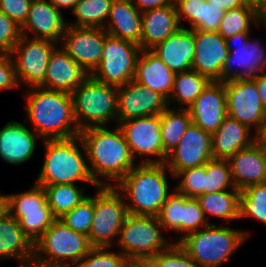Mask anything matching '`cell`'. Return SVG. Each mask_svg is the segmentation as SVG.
Instances as JSON below:
<instances>
[{"mask_svg": "<svg viewBox=\"0 0 266 267\" xmlns=\"http://www.w3.org/2000/svg\"><path fill=\"white\" fill-rule=\"evenodd\" d=\"M89 76L61 46H57L50 55L45 81L40 87L71 94Z\"/></svg>", "mask_w": 266, "mask_h": 267, "instance_id": "cell-24", "label": "cell"}, {"mask_svg": "<svg viewBox=\"0 0 266 267\" xmlns=\"http://www.w3.org/2000/svg\"><path fill=\"white\" fill-rule=\"evenodd\" d=\"M253 26L258 27V17L254 4L246 2L243 6L233 8L224 13L219 24L218 33L227 39L234 34L251 32Z\"/></svg>", "mask_w": 266, "mask_h": 267, "instance_id": "cell-36", "label": "cell"}, {"mask_svg": "<svg viewBox=\"0 0 266 267\" xmlns=\"http://www.w3.org/2000/svg\"><path fill=\"white\" fill-rule=\"evenodd\" d=\"M225 11L210 4L207 0L201 2L200 25L195 30L204 32H218L219 24Z\"/></svg>", "mask_w": 266, "mask_h": 267, "instance_id": "cell-47", "label": "cell"}, {"mask_svg": "<svg viewBox=\"0 0 266 267\" xmlns=\"http://www.w3.org/2000/svg\"><path fill=\"white\" fill-rule=\"evenodd\" d=\"M157 218L166 233L174 231L177 234L173 243H178L181 240L182 194L174 189L161 207Z\"/></svg>", "mask_w": 266, "mask_h": 267, "instance_id": "cell-39", "label": "cell"}, {"mask_svg": "<svg viewBox=\"0 0 266 267\" xmlns=\"http://www.w3.org/2000/svg\"><path fill=\"white\" fill-rule=\"evenodd\" d=\"M168 174L174 178L165 163L135 165L115 186L124 197L128 214L157 217L173 192Z\"/></svg>", "mask_w": 266, "mask_h": 267, "instance_id": "cell-3", "label": "cell"}, {"mask_svg": "<svg viewBox=\"0 0 266 267\" xmlns=\"http://www.w3.org/2000/svg\"><path fill=\"white\" fill-rule=\"evenodd\" d=\"M42 187L46 194L47 204L50 206L55 219L61 218L89 196L85 194L86 188L78 184H57Z\"/></svg>", "mask_w": 266, "mask_h": 267, "instance_id": "cell-34", "label": "cell"}, {"mask_svg": "<svg viewBox=\"0 0 266 267\" xmlns=\"http://www.w3.org/2000/svg\"><path fill=\"white\" fill-rule=\"evenodd\" d=\"M194 40L192 69L210 81H221V72L229 53L225 39L218 32L194 29Z\"/></svg>", "mask_w": 266, "mask_h": 267, "instance_id": "cell-20", "label": "cell"}, {"mask_svg": "<svg viewBox=\"0 0 266 267\" xmlns=\"http://www.w3.org/2000/svg\"><path fill=\"white\" fill-rule=\"evenodd\" d=\"M266 29V13H263L259 18H258V27L262 26Z\"/></svg>", "mask_w": 266, "mask_h": 267, "instance_id": "cell-58", "label": "cell"}, {"mask_svg": "<svg viewBox=\"0 0 266 267\" xmlns=\"http://www.w3.org/2000/svg\"><path fill=\"white\" fill-rule=\"evenodd\" d=\"M106 35L102 28L67 25L59 46L91 75L100 64Z\"/></svg>", "mask_w": 266, "mask_h": 267, "instance_id": "cell-16", "label": "cell"}, {"mask_svg": "<svg viewBox=\"0 0 266 267\" xmlns=\"http://www.w3.org/2000/svg\"><path fill=\"white\" fill-rule=\"evenodd\" d=\"M151 261L154 267H199L178 243H172L151 258Z\"/></svg>", "mask_w": 266, "mask_h": 267, "instance_id": "cell-44", "label": "cell"}, {"mask_svg": "<svg viewBox=\"0 0 266 267\" xmlns=\"http://www.w3.org/2000/svg\"><path fill=\"white\" fill-rule=\"evenodd\" d=\"M118 126L124 134L134 160L142 159L138 164L164 163L160 115L127 119L119 122Z\"/></svg>", "mask_w": 266, "mask_h": 267, "instance_id": "cell-14", "label": "cell"}, {"mask_svg": "<svg viewBox=\"0 0 266 267\" xmlns=\"http://www.w3.org/2000/svg\"><path fill=\"white\" fill-rule=\"evenodd\" d=\"M211 81L193 69L176 73L168 107L189 109Z\"/></svg>", "mask_w": 266, "mask_h": 267, "instance_id": "cell-31", "label": "cell"}, {"mask_svg": "<svg viewBox=\"0 0 266 267\" xmlns=\"http://www.w3.org/2000/svg\"><path fill=\"white\" fill-rule=\"evenodd\" d=\"M21 36V27L0 11V53L10 54Z\"/></svg>", "mask_w": 266, "mask_h": 267, "instance_id": "cell-45", "label": "cell"}, {"mask_svg": "<svg viewBox=\"0 0 266 267\" xmlns=\"http://www.w3.org/2000/svg\"><path fill=\"white\" fill-rule=\"evenodd\" d=\"M58 10L62 9H70L73 10L74 6L80 1V0H49ZM62 8V9H61Z\"/></svg>", "mask_w": 266, "mask_h": 267, "instance_id": "cell-55", "label": "cell"}, {"mask_svg": "<svg viewBox=\"0 0 266 267\" xmlns=\"http://www.w3.org/2000/svg\"><path fill=\"white\" fill-rule=\"evenodd\" d=\"M176 73L171 71L151 50H141L135 68L134 81L149 87L169 99Z\"/></svg>", "mask_w": 266, "mask_h": 267, "instance_id": "cell-27", "label": "cell"}, {"mask_svg": "<svg viewBox=\"0 0 266 267\" xmlns=\"http://www.w3.org/2000/svg\"><path fill=\"white\" fill-rule=\"evenodd\" d=\"M118 252L112 247L92 248L75 267H123L127 257Z\"/></svg>", "mask_w": 266, "mask_h": 267, "instance_id": "cell-43", "label": "cell"}, {"mask_svg": "<svg viewBox=\"0 0 266 267\" xmlns=\"http://www.w3.org/2000/svg\"><path fill=\"white\" fill-rule=\"evenodd\" d=\"M224 225L210 223L186 235L178 244L199 267H221L250 237L248 231Z\"/></svg>", "mask_w": 266, "mask_h": 267, "instance_id": "cell-5", "label": "cell"}, {"mask_svg": "<svg viewBox=\"0 0 266 267\" xmlns=\"http://www.w3.org/2000/svg\"><path fill=\"white\" fill-rule=\"evenodd\" d=\"M131 1L141 13L147 10L162 8L174 4V0H131Z\"/></svg>", "mask_w": 266, "mask_h": 267, "instance_id": "cell-50", "label": "cell"}, {"mask_svg": "<svg viewBox=\"0 0 266 267\" xmlns=\"http://www.w3.org/2000/svg\"><path fill=\"white\" fill-rule=\"evenodd\" d=\"M254 7L256 9L257 17L259 18L263 13H266V0H258Z\"/></svg>", "mask_w": 266, "mask_h": 267, "instance_id": "cell-57", "label": "cell"}, {"mask_svg": "<svg viewBox=\"0 0 266 267\" xmlns=\"http://www.w3.org/2000/svg\"><path fill=\"white\" fill-rule=\"evenodd\" d=\"M91 175L98 186L115 187L138 163L118 124L80 131Z\"/></svg>", "mask_w": 266, "mask_h": 267, "instance_id": "cell-1", "label": "cell"}, {"mask_svg": "<svg viewBox=\"0 0 266 267\" xmlns=\"http://www.w3.org/2000/svg\"><path fill=\"white\" fill-rule=\"evenodd\" d=\"M226 160L236 189L266 182V149L255 142Z\"/></svg>", "mask_w": 266, "mask_h": 267, "instance_id": "cell-23", "label": "cell"}, {"mask_svg": "<svg viewBox=\"0 0 266 267\" xmlns=\"http://www.w3.org/2000/svg\"><path fill=\"white\" fill-rule=\"evenodd\" d=\"M207 1L210 4H213L216 7L221 8L225 12L233 8L241 7L246 3L245 0H207Z\"/></svg>", "mask_w": 266, "mask_h": 267, "instance_id": "cell-52", "label": "cell"}, {"mask_svg": "<svg viewBox=\"0 0 266 267\" xmlns=\"http://www.w3.org/2000/svg\"><path fill=\"white\" fill-rule=\"evenodd\" d=\"M188 110L194 125L215 133L228 115L225 82L211 81Z\"/></svg>", "mask_w": 266, "mask_h": 267, "instance_id": "cell-21", "label": "cell"}, {"mask_svg": "<svg viewBox=\"0 0 266 267\" xmlns=\"http://www.w3.org/2000/svg\"><path fill=\"white\" fill-rule=\"evenodd\" d=\"M94 215V195L88 196L80 204L59 218L72 230L89 235Z\"/></svg>", "mask_w": 266, "mask_h": 267, "instance_id": "cell-41", "label": "cell"}, {"mask_svg": "<svg viewBox=\"0 0 266 267\" xmlns=\"http://www.w3.org/2000/svg\"><path fill=\"white\" fill-rule=\"evenodd\" d=\"M117 101V124L131 118L160 115L168 107L163 96L134 80L117 87Z\"/></svg>", "mask_w": 266, "mask_h": 267, "instance_id": "cell-18", "label": "cell"}, {"mask_svg": "<svg viewBox=\"0 0 266 267\" xmlns=\"http://www.w3.org/2000/svg\"><path fill=\"white\" fill-rule=\"evenodd\" d=\"M251 34L242 32L225 39L229 53L221 72L222 82L250 80L266 72V49L261 44L262 40L252 39Z\"/></svg>", "mask_w": 266, "mask_h": 267, "instance_id": "cell-12", "label": "cell"}, {"mask_svg": "<svg viewBox=\"0 0 266 267\" xmlns=\"http://www.w3.org/2000/svg\"><path fill=\"white\" fill-rule=\"evenodd\" d=\"M7 208L33 244L55 220L43 187L35 183L29 190L7 194Z\"/></svg>", "mask_w": 266, "mask_h": 267, "instance_id": "cell-10", "label": "cell"}, {"mask_svg": "<svg viewBox=\"0 0 266 267\" xmlns=\"http://www.w3.org/2000/svg\"><path fill=\"white\" fill-rule=\"evenodd\" d=\"M212 158V135L191 123L165 164L175 176L181 170L205 165Z\"/></svg>", "mask_w": 266, "mask_h": 267, "instance_id": "cell-17", "label": "cell"}, {"mask_svg": "<svg viewBox=\"0 0 266 267\" xmlns=\"http://www.w3.org/2000/svg\"><path fill=\"white\" fill-rule=\"evenodd\" d=\"M180 28L174 4L142 12L141 50H150Z\"/></svg>", "mask_w": 266, "mask_h": 267, "instance_id": "cell-30", "label": "cell"}, {"mask_svg": "<svg viewBox=\"0 0 266 267\" xmlns=\"http://www.w3.org/2000/svg\"><path fill=\"white\" fill-rule=\"evenodd\" d=\"M225 91L228 116L256 132L266 113L255 83L251 79L228 80Z\"/></svg>", "mask_w": 266, "mask_h": 267, "instance_id": "cell-15", "label": "cell"}, {"mask_svg": "<svg viewBox=\"0 0 266 267\" xmlns=\"http://www.w3.org/2000/svg\"><path fill=\"white\" fill-rule=\"evenodd\" d=\"M91 249L88 236L55 219L34 244L32 267H75Z\"/></svg>", "mask_w": 266, "mask_h": 267, "instance_id": "cell-6", "label": "cell"}, {"mask_svg": "<svg viewBox=\"0 0 266 267\" xmlns=\"http://www.w3.org/2000/svg\"><path fill=\"white\" fill-rule=\"evenodd\" d=\"M161 231L157 217L128 214L118 234V251L127 258L151 259L173 243Z\"/></svg>", "mask_w": 266, "mask_h": 267, "instance_id": "cell-9", "label": "cell"}, {"mask_svg": "<svg viewBox=\"0 0 266 267\" xmlns=\"http://www.w3.org/2000/svg\"><path fill=\"white\" fill-rule=\"evenodd\" d=\"M31 0H0V11L21 26L27 18Z\"/></svg>", "mask_w": 266, "mask_h": 267, "instance_id": "cell-48", "label": "cell"}, {"mask_svg": "<svg viewBox=\"0 0 266 267\" xmlns=\"http://www.w3.org/2000/svg\"><path fill=\"white\" fill-rule=\"evenodd\" d=\"M8 212L7 194L0 193V218Z\"/></svg>", "mask_w": 266, "mask_h": 267, "instance_id": "cell-56", "label": "cell"}, {"mask_svg": "<svg viewBox=\"0 0 266 267\" xmlns=\"http://www.w3.org/2000/svg\"><path fill=\"white\" fill-rule=\"evenodd\" d=\"M59 44L21 36L10 52L20 87H40L45 81L48 62Z\"/></svg>", "mask_w": 266, "mask_h": 267, "instance_id": "cell-13", "label": "cell"}, {"mask_svg": "<svg viewBox=\"0 0 266 267\" xmlns=\"http://www.w3.org/2000/svg\"><path fill=\"white\" fill-rule=\"evenodd\" d=\"M21 94L26 101V121L42 140L69 139L79 135L70 93L26 87Z\"/></svg>", "mask_w": 266, "mask_h": 267, "instance_id": "cell-2", "label": "cell"}, {"mask_svg": "<svg viewBox=\"0 0 266 267\" xmlns=\"http://www.w3.org/2000/svg\"><path fill=\"white\" fill-rule=\"evenodd\" d=\"M255 134V143L266 149V116Z\"/></svg>", "mask_w": 266, "mask_h": 267, "instance_id": "cell-53", "label": "cell"}, {"mask_svg": "<svg viewBox=\"0 0 266 267\" xmlns=\"http://www.w3.org/2000/svg\"><path fill=\"white\" fill-rule=\"evenodd\" d=\"M20 27L22 36L60 44L67 21L49 0H36L31 2L26 21Z\"/></svg>", "mask_w": 266, "mask_h": 267, "instance_id": "cell-19", "label": "cell"}, {"mask_svg": "<svg viewBox=\"0 0 266 267\" xmlns=\"http://www.w3.org/2000/svg\"><path fill=\"white\" fill-rule=\"evenodd\" d=\"M174 178L177 183L174 189L188 198H197L205 194V165L179 171Z\"/></svg>", "mask_w": 266, "mask_h": 267, "instance_id": "cell-40", "label": "cell"}, {"mask_svg": "<svg viewBox=\"0 0 266 267\" xmlns=\"http://www.w3.org/2000/svg\"><path fill=\"white\" fill-rule=\"evenodd\" d=\"M236 189L226 159L212 158L205 164V194Z\"/></svg>", "mask_w": 266, "mask_h": 267, "instance_id": "cell-38", "label": "cell"}, {"mask_svg": "<svg viewBox=\"0 0 266 267\" xmlns=\"http://www.w3.org/2000/svg\"><path fill=\"white\" fill-rule=\"evenodd\" d=\"M45 156L35 184L39 186L76 184L80 182L98 188L88 165L81 137L43 140Z\"/></svg>", "mask_w": 266, "mask_h": 267, "instance_id": "cell-4", "label": "cell"}, {"mask_svg": "<svg viewBox=\"0 0 266 267\" xmlns=\"http://www.w3.org/2000/svg\"><path fill=\"white\" fill-rule=\"evenodd\" d=\"M140 52L138 44L107 34L100 64L91 76L107 85L123 86L134 79Z\"/></svg>", "mask_w": 266, "mask_h": 267, "instance_id": "cell-11", "label": "cell"}, {"mask_svg": "<svg viewBox=\"0 0 266 267\" xmlns=\"http://www.w3.org/2000/svg\"><path fill=\"white\" fill-rule=\"evenodd\" d=\"M114 0H80L71 11L76 20L67 25L75 27L102 28L107 22L109 11Z\"/></svg>", "mask_w": 266, "mask_h": 267, "instance_id": "cell-35", "label": "cell"}, {"mask_svg": "<svg viewBox=\"0 0 266 267\" xmlns=\"http://www.w3.org/2000/svg\"><path fill=\"white\" fill-rule=\"evenodd\" d=\"M13 259L21 267H32L34 244L25 235L18 220L7 212L0 218V261Z\"/></svg>", "mask_w": 266, "mask_h": 267, "instance_id": "cell-26", "label": "cell"}, {"mask_svg": "<svg viewBox=\"0 0 266 267\" xmlns=\"http://www.w3.org/2000/svg\"><path fill=\"white\" fill-rule=\"evenodd\" d=\"M26 123L10 120L0 129V158L8 164L28 162L38 148L37 140L43 141Z\"/></svg>", "mask_w": 266, "mask_h": 267, "instance_id": "cell-22", "label": "cell"}, {"mask_svg": "<svg viewBox=\"0 0 266 267\" xmlns=\"http://www.w3.org/2000/svg\"><path fill=\"white\" fill-rule=\"evenodd\" d=\"M128 215L123 195L113 186H99L94 195V215L88 240L92 248L112 247Z\"/></svg>", "mask_w": 266, "mask_h": 267, "instance_id": "cell-8", "label": "cell"}, {"mask_svg": "<svg viewBox=\"0 0 266 267\" xmlns=\"http://www.w3.org/2000/svg\"><path fill=\"white\" fill-rule=\"evenodd\" d=\"M104 30L111 36L132 41L141 48L142 13L131 0H114Z\"/></svg>", "mask_w": 266, "mask_h": 267, "instance_id": "cell-28", "label": "cell"}, {"mask_svg": "<svg viewBox=\"0 0 266 267\" xmlns=\"http://www.w3.org/2000/svg\"><path fill=\"white\" fill-rule=\"evenodd\" d=\"M251 80L256 85V90L260 95L261 102L266 113V72L260 73L256 78Z\"/></svg>", "mask_w": 266, "mask_h": 267, "instance_id": "cell-51", "label": "cell"}, {"mask_svg": "<svg viewBox=\"0 0 266 267\" xmlns=\"http://www.w3.org/2000/svg\"><path fill=\"white\" fill-rule=\"evenodd\" d=\"M245 1L248 2V3L255 4L258 0H245Z\"/></svg>", "mask_w": 266, "mask_h": 267, "instance_id": "cell-59", "label": "cell"}, {"mask_svg": "<svg viewBox=\"0 0 266 267\" xmlns=\"http://www.w3.org/2000/svg\"><path fill=\"white\" fill-rule=\"evenodd\" d=\"M201 2L205 0H174L181 27H186L182 23L184 19L190 25L188 29L194 30L200 25Z\"/></svg>", "mask_w": 266, "mask_h": 267, "instance_id": "cell-46", "label": "cell"}, {"mask_svg": "<svg viewBox=\"0 0 266 267\" xmlns=\"http://www.w3.org/2000/svg\"><path fill=\"white\" fill-rule=\"evenodd\" d=\"M71 95L79 131L112 122L117 125V87L101 83L90 75Z\"/></svg>", "mask_w": 266, "mask_h": 267, "instance_id": "cell-7", "label": "cell"}, {"mask_svg": "<svg viewBox=\"0 0 266 267\" xmlns=\"http://www.w3.org/2000/svg\"><path fill=\"white\" fill-rule=\"evenodd\" d=\"M209 224L198 200L182 194L181 239Z\"/></svg>", "mask_w": 266, "mask_h": 267, "instance_id": "cell-42", "label": "cell"}, {"mask_svg": "<svg viewBox=\"0 0 266 267\" xmlns=\"http://www.w3.org/2000/svg\"><path fill=\"white\" fill-rule=\"evenodd\" d=\"M240 193L238 189L223 190L202 194L196 199L201 209L204 211L205 217H217L226 224L233 220H239Z\"/></svg>", "mask_w": 266, "mask_h": 267, "instance_id": "cell-32", "label": "cell"}, {"mask_svg": "<svg viewBox=\"0 0 266 267\" xmlns=\"http://www.w3.org/2000/svg\"><path fill=\"white\" fill-rule=\"evenodd\" d=\"M123 267H154L151 259L127 258Z\"/></svg>", "mask_w": 266, "mask_h": 267, "instance_id": "cell-54", "label": "cell"}, {"mask_svg": "<svg viewBox=\"0 0 266 267\" xmlns=\"http://www.w3.org/2000/svg\"><path fill=\"white\" fill-rule=\"evenodd\" d=\"M20 88L10 54L0 53V91Z\"/></svg>", "mask_w": 266, "mask_h": 267, "instance_id": "cell-49", "label": "cell"}, {"mask_svg": "<svg viewBox=\"0 0 266 267\" xmlns=\"http://www.w3.org/2000/svg\"><path fill=\"white\" fill-rule=\"evenodd\" d=\"M150 50L175 73L190 70L195 54L194 30L181 27Z\"/></svg>", "mask_w": 266, "mask_h": 267, "instance_id": "cell-25", "label": "cell"}, {"mask_svg": "<svg viewBox=\"0 0 266 267\" xmlns=\"http://www.w3.org/2000/svg\"><path fill=\"white\" fill-rule=\"evenodd\" d=\"M191 123V115L188 109H173L167 107L160 114L164 163L166 162L168 154L179 144Z\"/></svg>", "mask_w": 266, "mask_h": 267, "instance_id": "cell-33", "label": "cell"}, {"mask_svg": "<svg viewBox=\"0 0 266 267\" xmlns=\"http://www.w3.org/2000/svg\"><path fill=\"white\" fill-rule=\"evenodd\" d=\"M246 217L266 225V182L248 186L241 191L239 218Z\"/></svg>", "mask_w": 266, "mask_h": 267, "instance_id": "cell-37", "label": "cell"}, {"mask_svg": "<svg viewBox=\"0 0 266 267\" xmlns=\"http://www.w3.org/2000/svg\"><path fill=\"white\" fill-rule=\"evenodd\" d=\"M252 133L253 130L227 115L212 134L213 158L227 159L250 147L255 142V134Z\"/></svg>", "mask_w": 266, "mask_h": 267, "instance_id": "cell-29", "label": "cell"}]
</instances>
